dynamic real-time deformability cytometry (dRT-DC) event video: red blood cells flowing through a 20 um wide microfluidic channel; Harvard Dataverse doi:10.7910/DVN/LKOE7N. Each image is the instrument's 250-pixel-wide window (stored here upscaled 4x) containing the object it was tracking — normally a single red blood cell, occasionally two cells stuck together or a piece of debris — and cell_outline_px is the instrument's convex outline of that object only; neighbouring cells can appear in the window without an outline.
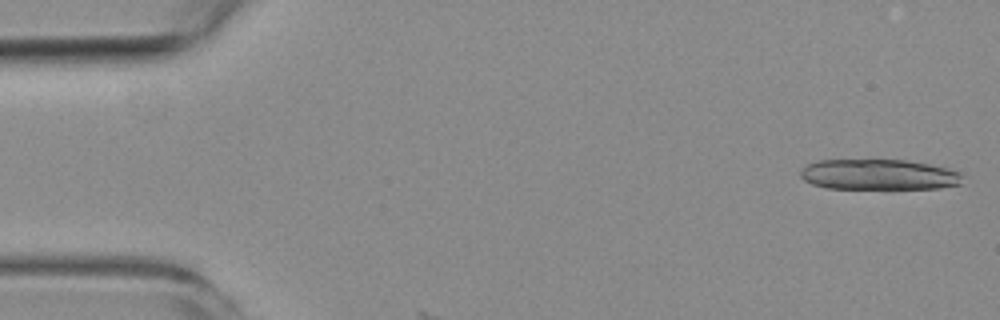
{"species": "common noctule bat (a hibernating species)", "species_latin": "Nyctalus noctula", "temperature_condition": "room temperature", "stored_images_in_passage": 2, "camera_frame_rate_fps": 3000, "um_per_image_px": 0.085, "animal": {"sex": "female", "body_mass_g": 19.3, "forearm_length_mm": 54.1}, "frame": {"image": 1, "passage_image": 1, "time_ms": 0.0, "image_size_px": [1000, 320], "cell_outline_px": [[964, 172], [960, 184], [940, 188], [828, 188], [812, 184], [804, 180], [800, 176], [800, 168], [816, 160], [908, 160], [948, 168]], "centroid_in_image_um": [74.7, 14.83], "position_along_channel_um": 10.3, "area_um2": 28.96}}